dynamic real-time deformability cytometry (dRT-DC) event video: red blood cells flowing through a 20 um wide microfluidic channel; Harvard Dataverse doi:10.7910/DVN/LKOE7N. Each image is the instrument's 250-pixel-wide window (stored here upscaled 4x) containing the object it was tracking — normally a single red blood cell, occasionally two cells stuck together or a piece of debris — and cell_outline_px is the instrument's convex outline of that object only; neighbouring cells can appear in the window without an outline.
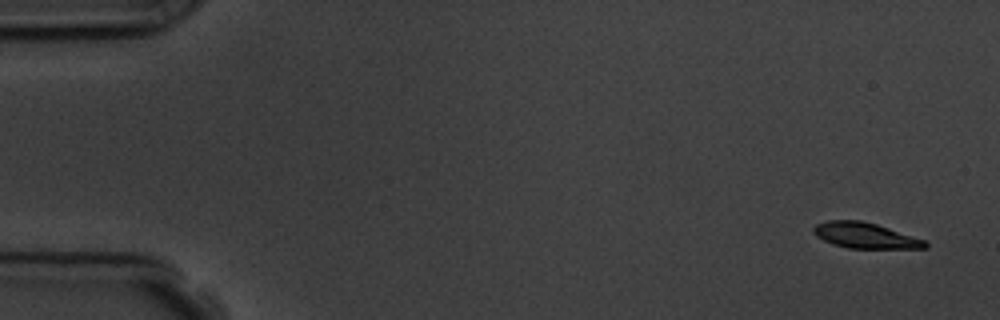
{"species": "common noctule bat (a hibernating species)", "species_latin": "Nyctalus noctula", "temperature_condition": "room temperature", "stored_images_in_passage": 6, "camera_frame_rate_fps": 3000, "um_per_image_px": 0.085, "animal": {"sex": "male", "body_mass_g": 19.5, "forearm_length_mm": 54.6}, "frame": {"image": 1, "passage_image": 1, "time_ms": 0.0, "image_size_px": [1000, 320], "cell_outline_px": [[928, 248], [848, 248], [832, 244], [816, 236], [812, 232], [812, 228], [816, 224], [828, 220], [860, 220], [876, 224], [924, 240], [928, 244]], "centroid_in_image_um": [73.49, 20.01], "position_along_channel_um": 11.5, "area_um2": 16.53}}
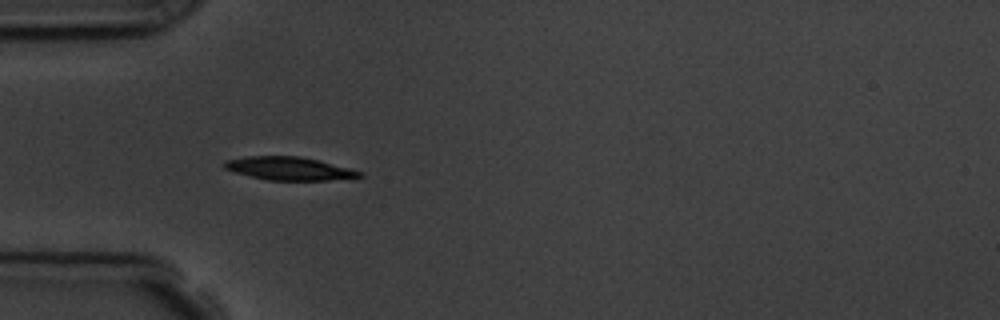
{"frame": {"image": 2, "passage_image": 5, "time_ms": 4.667, "image_size_px": [1000, 320], "cell_outline_px": [[364, 176], [328, 180], [268, 180], [236, 172], [224, 168], [224, 160], [248, 156], [300, 156], [320, 160], [364, 172]], "centroid_in_image_um": [24.61, 14.31], "position_along_channel_um": 60.4, "area_um2": 18.15}}